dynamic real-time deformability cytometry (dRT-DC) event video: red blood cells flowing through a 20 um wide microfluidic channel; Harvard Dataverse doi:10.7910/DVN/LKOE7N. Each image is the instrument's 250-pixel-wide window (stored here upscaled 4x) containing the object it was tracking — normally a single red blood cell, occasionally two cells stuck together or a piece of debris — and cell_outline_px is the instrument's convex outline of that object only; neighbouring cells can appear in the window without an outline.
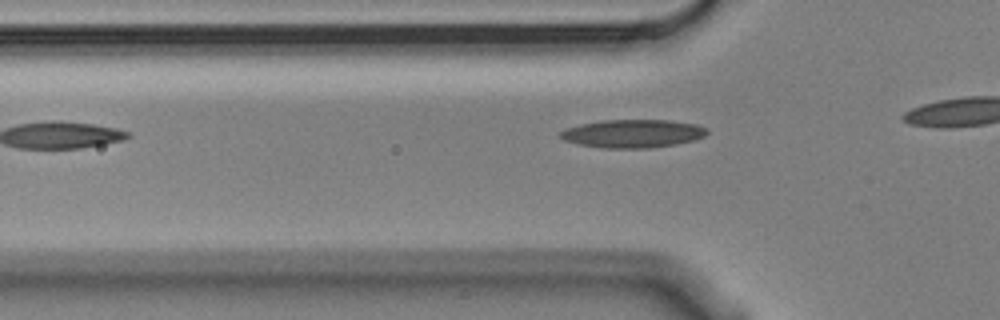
{"species": "Egyptian fruit bat (a non-hibernating species)", "species_latin": "Rousettus aegyptiacus", "temperature_condition": "cold", "stored_images_in_passage": 4, "camera_frame_rate_fps": 3000, "um_per_image_px": 0.085, "animal": {"sex": "male"}, "frame": {"image": 1, "passage_image": 4, "time_ms": 1.0, "image_size_px": [1000, 320], "cell_outline_px": [[708, 132], [704, 136], [696, 140], [676, 144], [648, 148], [604, 148], [580, 144], [564, 140], [560, 136], [560, 132], [564, 128], [580, 124], [600, 120], [668, 120], [696, 124], [708, 128]], "centroid_in_image_um": [53.8, 11.35], "position_along_channel_um": 72.0, "area_um2": 24.16}}